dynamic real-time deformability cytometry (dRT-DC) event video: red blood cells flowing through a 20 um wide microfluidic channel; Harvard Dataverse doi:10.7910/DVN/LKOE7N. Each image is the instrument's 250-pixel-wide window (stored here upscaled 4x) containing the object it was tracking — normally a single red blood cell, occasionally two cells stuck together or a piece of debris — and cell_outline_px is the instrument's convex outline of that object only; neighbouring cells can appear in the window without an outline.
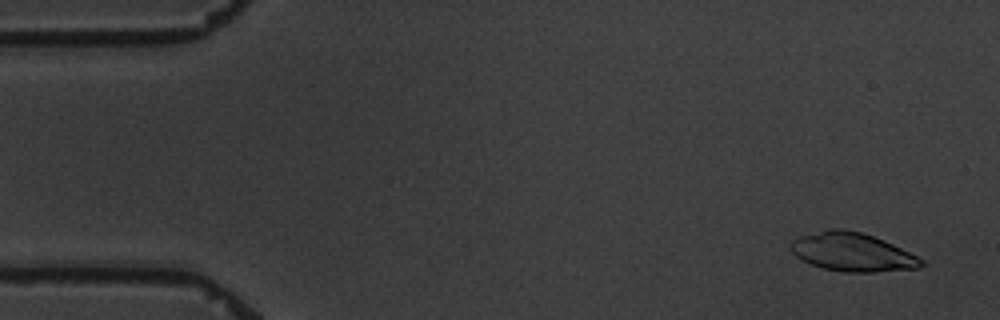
{"species": "common noctule bat (a hibernating species)", "species_latin": "Nyctalus noctula", "temperature_condition": "warm", "stored_images_in_passage": 6, "camera_frame_rate_fps": 3000, "um_per_image_px": 0.085, "animal": {"sex": "male", "body_mass_g": 19.5, "forearm_length_mm": 54.6}, "frame": {"image": 1, "passage_image": 1, "time_ms": 0.0, "image_size_px": [1000, 320], "cell_outline_px": [[924, 264], [920, 268], [872, 272], [844, 272], [824, 268], [812, 264], [796, 256], [788, 248], [788, 244], [792, 240], [800, 236], [832, 228], [840, 228], [860, 232], [884, 240], [924, 260]], "centroid_in_image_um": [72.42, 21.43], "position_along_channel_um": 12.6, "area_um2": 29.07}}